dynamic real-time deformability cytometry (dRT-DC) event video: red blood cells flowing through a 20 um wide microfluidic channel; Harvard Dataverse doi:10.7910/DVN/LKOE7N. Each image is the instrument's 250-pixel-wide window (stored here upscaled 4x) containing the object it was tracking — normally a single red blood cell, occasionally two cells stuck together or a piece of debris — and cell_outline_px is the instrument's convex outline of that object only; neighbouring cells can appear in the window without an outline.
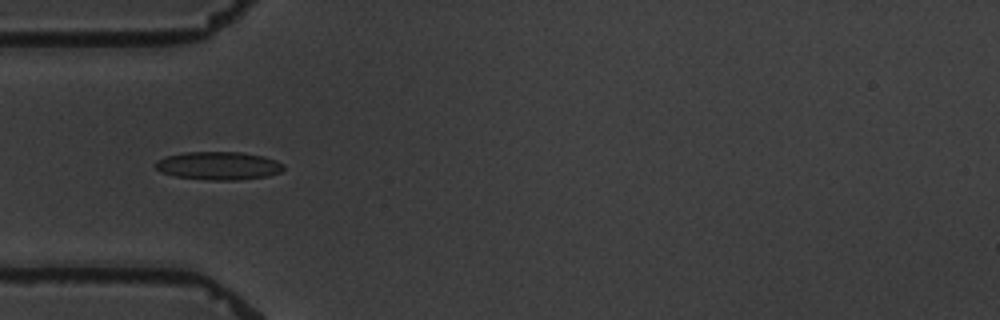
{"species": "common noctule bat (a hibernating species)", "species_latin": "Nyctalus noctula", "temperature_condition": "warm", "stored_images_in_passage": 4, "camera_frame_rate_fps": 3000, "um_per_image_px": 0.085, "animal": {"sex": "male", "body_mass_g": 19.5, "forearm_length_mm": 54.6}, "frame": {"image": 1, "passage_image": 4, "time_ms": 3.667, "image_size_px": [1000, 320], "cell_outline_px": [[284, 168], [280, 172], [268, 176], [236, 180], [208, 180], [176, 176], [160, 172], [152, 164], [156, 160], [168, 156], [184, 152], [240, 152], [264, 156], [276, 160], [284, 164]], "centroid_in_image_um": [18.56, 14.08], "position_along_channel_um": 66.4, "area_um2": 21.1}}